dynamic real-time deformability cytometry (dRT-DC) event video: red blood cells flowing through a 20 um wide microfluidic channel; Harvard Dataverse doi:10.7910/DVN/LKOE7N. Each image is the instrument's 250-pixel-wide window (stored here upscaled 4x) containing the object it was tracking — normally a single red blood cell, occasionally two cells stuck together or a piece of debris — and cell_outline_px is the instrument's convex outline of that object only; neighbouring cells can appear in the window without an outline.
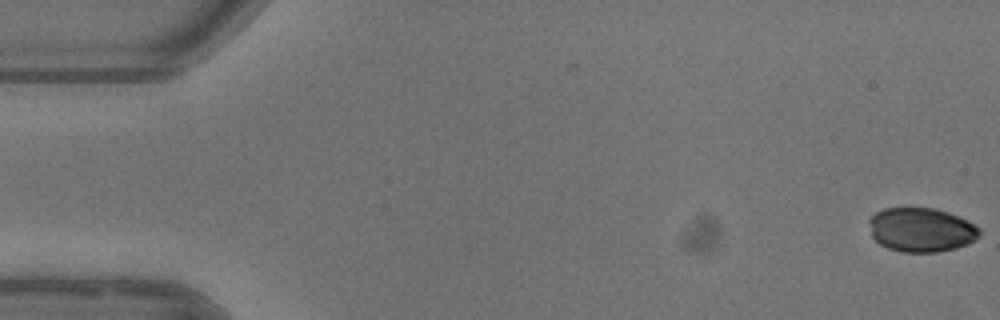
{"species": "common noctule bat (a hibernating species)", "species_latin": "Nyctalus noctula", "temperature_condition": "warm", "stored_images_in_passage": 7, "camera_frame_rate_fps": 3000, "um_per_image_px": 0.085, "animal": {"sex": "female"}, "frame": {"image": 1, "passage_image": 1, "time_ms": 0.0, "image_size_px": [1000, 320], "cell_outline_px": [[980, 236], [976, 240], [968, 244], [956, 248], [936, 252], [900, 252], [888, 248], [880, 244], [872, 236], [868, 220], [876, 212], [884, 208], [932, 208], [948, 212], [980, 228]], "centroid_in_image_um": [78.29, 19.54], "position_along_channel_um": 6.7, "area_um2": 28.32}}
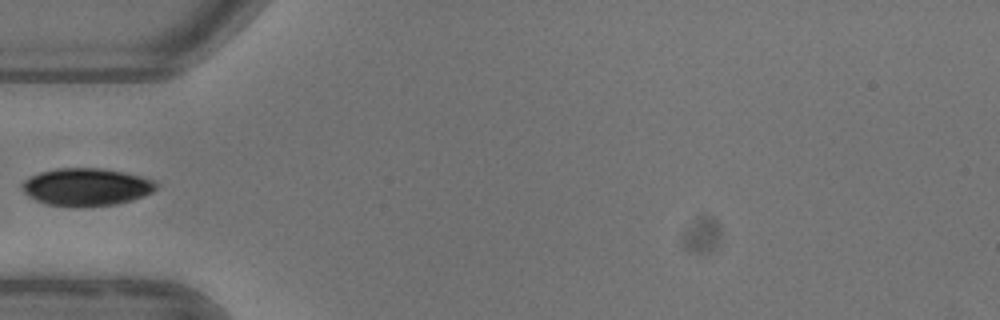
{"frame": {"image": 2, "passage_image": 6, "time_ms": 5.667, "image_size_px": [1000, 320], "cell_outline_px": [[156, 188], [152, 192], [144, 196], [132, 200], [116, 204], [84, 208], [72, 208], [48, 204], [36, 200], [28, 196], [24, 192], [20, 184], [28, 176], [40, 172], [56, 168], [100, 168], [124, 172], [156, 180]], "centroid_in_image_um": [7.32, 15.91], "position_along_channel_um": 77.7, "area_um2": 29.88}}
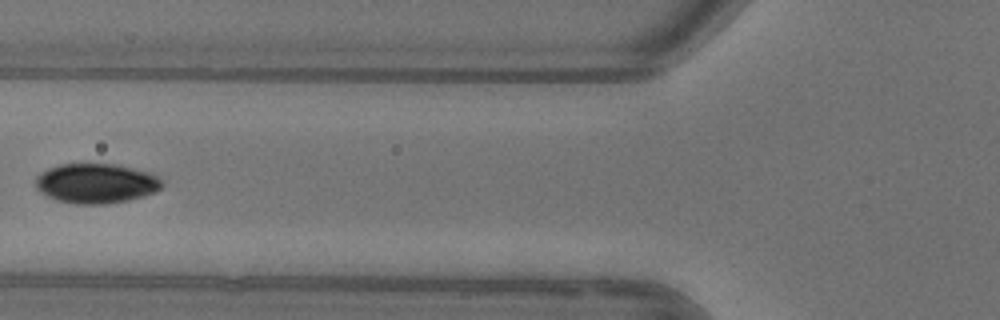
{"frame": {"image": 3, "passage_image": 7, "time_ms": 6.667, "image_size_px": [1000, 320], "cell_outline_px": [[164, 184], [156, 192], [144, 196], [128, 200], [104, 204], [76, 204], [56, 200], [40, 192], [36, 188], [36, 176], [40, 172], [48, 168], [60, 164], [112, 164], [148, 172], [156, 176]], "centroid_in_image_um": [8.14, 15.59], "position_along_channel_um": 117.7, "area_um2": 29.19}}